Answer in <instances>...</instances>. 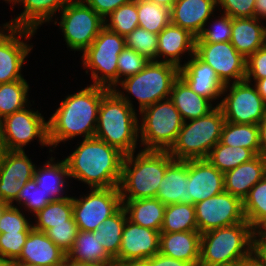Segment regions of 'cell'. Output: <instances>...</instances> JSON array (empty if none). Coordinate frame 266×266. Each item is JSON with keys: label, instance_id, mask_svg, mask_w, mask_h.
<instances>
[{"label": "cell", "instance_id": "obj_5", "mask_svg": "<svg viewBox=\"0 0 266 266\" xmlns=\"http://www.w3.org/2000/svg\"><path fill=\"white\" fill-rule=\"evenodd\" d=\"M179 70V67L171 63L150 61L142 71L123 79L113 90L134 109L131 99L136 98L140 112L147 106L170 98Z\"/></svg>", "mask_w": 266, "mask_h": 266}, {"label": "cell", "instance_id": "obj_59", "mask_svg": "<svg viewBox=\"0 0 266 266\" xmlns=\"http://www.w3.org/2000/svg\"><path fill=\"white\" fill-rule=\"evenodd\" d=\"M253 238H266V220L253 231Z\"/></svg>", "mask_w": 266, "mask_h": 266}, {"label": "cell", "instance_id": "obj_37", "mask_svg": "<svg viewBox=\"0 0 266 266\" xmlns=\"http://www.w3.org/2000/svg\"><path fill=\"white\" fill-rule=\"evenodd\" d=\"M73 216L72 196L63 200H55L47 204L42 210L34 215L33 229L46 232L52 225L67 224ZM35 223V224H34Z\"/></svg>", "mask_w": 266, "mask_h": 266}, {"label": "cell", "instance_id": "obj_30", "mask_svg": "<svg viewBox=\"0 0 266 266\" xmlns=\"http://www.w3.org/2000/svg\"><path fill=\"white\" fill-rule=\"evenodd\" d=\"M169 99L184 121L206 116L217 107L212 101L194 92L180 76L174 81Z\"/></svg>", "mask_w": 266, "mask_h": 266}, {"label": "cell", "instance_id": "obj_11", "mask_svg": "<svg viewBox=\"0 0 266 266\" xmlns=\"http://www.w3.org/2000/svg\"><path fill=\"white\" fill-rule=\"evenodd\" d=\"M31 106L33 105L30 104L0 120V135L5 150L25 151L26 146L37 138L41 146L50 148L48 121Z\"/></svg>", "mask_w": 266, "mask_h": 266}, {"label": "cell", "instance_id": "obj_50", "mask_svg": "<svg viewBox=\"0 0 266 266\" xmlns=\"http://www.w3.org/2000/svg\"><path fill=\"white\" fill-rule=\"evenodd\" d=\"M266 78V44L246 59V78L249 83Z\"/></svg>", "mask_w": 266, "mask_h": 266}, {"label": "cell", "instance_id": "obj_65", "mask_svg": "<svg viewBox=\"0 0 266 266\" xmlns=\"http://www.w3.org/2000/svg\"><path fill=\"white\" fill-rule=\"evenodd\" d=\"M9 204L7 202L1 201L0 200V217L4 209L8 206Z\"/></svg>", "mask_w": 266, "mask_h": 266}, {"label": "cell", "instance_id": "obj_15", "mask_svg": "<svg viewBox=\"0 0 266 266\" xmlns=\"http://www.w3.org/2000/svg\"><path fill=\"white\" fill-rule=\"evenodd\" d=\"M194 206L196 223L201 234L245 221L243 202L226 191Z\"/></svg>", "mask_w": 266, "mask_h": 266}, {"label": "cell", "instance_id": "obj_28", "mask_svg": "<svg viewBox=\"0 0 266 266\" xmlns=\"http://www.w3.org/2000/svg\"><path fill=\"white\" fill-rule=\"evenodd\" d=\"M200 239L199 231L160 233L159 253L199 266Z\"/></svg>", "mask_w": 266, "mask_h": 266}, {"label": "cell", "instance_id": "obj_3", "mask_svg": "<svg viewBox=\"0 0 266 266\" xmlns=\"http://www.w3.org/2000/svg\"><path fill=\"white\" fill-rule=\"evenodd\" d=\"M137 152L124 156L118 186L121 200L155 198L167 167L175 160L168 151Z\"/></svg>", "mask_w": 266, "mask_h": 266}, {"label": "cell", "instance_id": "obj_63", "mask_svg": "<svg viewBox=\"0 0 266 266\" xmlns=\"http://www.w3.org/2000/svg\"><path fill=\"white\" fill-rule=\"evenodd\" d=\"M12 262L13 261H11L9 259H6L4 257H0V266H11Z\"/></svg>", "mask_w": 266, "mask_h": 266}, {"label": "cell", "instance_id": "obj_38", "mask_svg": "<svg viewBox=\"0 0 266 266\" xmlns=\"http://www.w3.org/2000/svg\"><path fill=\"white\" fill-rule=\"evenodd\" d=\"M181 231H198L193 204L177 203L166 206L161 233Z\"/></svg>", "mask_w": 266, "mask_h": 266}, {"label": "cell", "instance_id": "obj_43", "mask_svg": "<svg viewBox=\"0 0 266 266\" xmlns=\"http://www.w3.org/2000/svg\"><path fill=\"white\" fill-rule=\"evenodd\" d=\"M126 47L133 49L149 61H157L158 34L137 27L125 36Z\"/></svg>", "mask_w": 266, "mask_h": 266}, {"label": "cell", "instance_id": "obj_52", "mask_svg": "<svg viewBox=\"0 0 266 266\" xmlns=\"http://www.w3.org/2000/svg\"><path fill=\"white\" fill-rule=\"evenodd\" d=\"M148 259L151 262V266H193L191 263L170 258L161 253H157Z\"/></svg>", "mask_w": 266, "mask_h": 266}, {"label": "cell", "instance_id": "obj_27", "mask_svg": "<svg viewBox=\"0 0 266 266\" xmlns=\"http://www.w3.org/2000/svg\"><path fill=\"white\" fill-rule=\"evenodd\" d=\"M230 43L247 59L266 44V23L253 18H232Z\"/></svg>", "mask_w": 266, "mask_h": 266}, {"label": "cell", "instance_id": "obj_58", "mask_svg": "<svg viewBox=\"0 0 266 266\" xmlns=\"http://www.w3.org/2000/svg\"><path fill=\"white\" fill-rule=\"evenodd\" d=\"M119 266H151L149 259L127 260L119 262Z\"/></svg>", "mask_w": 266, "mask_h": 266}, {"label": "cell", "instance_id": "obj_10", "mask_svg": "<svg viewBox=\"0 0 266 266\" xmlns=\"http://www.w3.org/2000/svg\"><path fill=\"white\" fill-rule=\"evenodd\" d=\"M53 21L60 26L67 48L80 53L92 44L104 27V19L83 0H72Z\"/></svg>", "mask_w": 266, "mask_h": 266}, {"label": "cell", "instance_id": "obj_60", "mask_svg": "<svg viewBox=\"0 0 266 266\" xmlns=\"http://www.w3.org/2000/svg\"><path fill=\"white\" fill-rule=\"evenodd\" d=\"M147 1L158 4L160 6H163L167 9L171 10V8L173 7L174 3L177 0H147Z\"/></svg>", "mask_w": 266, "mask_h": 266}, {"label": "cell", "instance_id": "obj_20", "mask_svg": "<svg viewBox=\"0 0 266 266\" xmlns=\"http://www.w3.org/2000/svg\"><path fill=\"white\" fill-rule=\"evenodd\" d=\"M188 180L193 205L224 191V173L207 159L188 160Z\"/></svg>", "mask_w": 266, "mask_h": 266}, {"label": "cell", "instance_id": "obj_24", "mask_svg": "<svg viewBox=\"0 0 266 266\" xmlns=\"http://www.w3.org/2000/svg\"><path fill=\"white\" fill-rule=\"evenodd\" d=\"M165 206L177 203L193 204L189 196L188 160H174L166 169L156 197Z\"/></svg>", "mask_w": 266, "mask_h": 266}, {"label": "cell", "instance_id": "obj_22", "mask_svg": "<svg viewBox=\"0 0 266 266\" xmlns=\"http://www.w3.org/2000/svg\"><path fill=\"white\" fill-rule=\"evenodd\" d=\"M217 11V0H177L170 10L171 23L196 38Z\"/></svg>", "mask_w": 266, "mask_h": 266}, {"label": "cell", "instance_id": "obj_7", "mask_svg": "<svg viewBox=\"0 0 266 266\" xmlns=\"http://www.w3.org/2000/svg\"><path fill=\"white\" fill-rule=\"evenodd\" d=\"M138 117L139 147L142 150L169 151L184 123L170 99L145 107L138 112Z\"/></svg>", "mask_w": 266, "mask_h": 266}, {"label": "cell", "instance_id": "obj_44", "mask_svg": "<svg viewBox=\"0 0 266 266\" xmlns=\"http://www.w3.org/2000/svg\"><path fill=\"white\" fill-rule=\"evenodd\" d=\"M220 14L217 18L212 16V18H215L214 21H211V19L207 21L209 24L205 25L195 43H217L231 40L232 18L222 12ZM210 21L213 23H210Z\"/></svg>", "mask_w": 266, "mask_h": 266}, {"label": "cell", "instance_id": "obj_40", "mask_svg": "<svg viewBox=\"0 0 266 266\" xmlns=\"http://www.w3.org/2000/svg\"><path fill=\"white\" fill-rule=\"evenodd\" d=\"M243 213L253 230L266 220V176L250 189L243 200Z\"/></svg>", "mask_w": 266, "mask_h": 266}, {"label": "cell", "instance_id": "obj_2", "mask_svg": "<svg viewBox=\"0 0 266 266\" xmlns=\"http://www.w3.org/2000/svg\"><path fill=\"white\" fill-rule=\"evenodd\" d=\"M65 157L70 179L84 182L87 188L118 187L124 154L96 138L83 139Z\"/></svg>", "mask_w": 266, "mask_h": 266}, {"label": "cell", "instance_id": "obj_42", "mask_svg": "<svg viewBox=\"0 0 266 266\" xmlns=\"http://www.w3.org/2000/svg\"><path fill=\"white\" fill-rule=\"evenodd\" d=\"M53 201L55 199L52 195L47 194L42 188L38 187L37 182L33 178L23 186L17 198L10 205L23 208L25 213L27 211L28 214L31 213V216H34L38 211Z\"/></svg>", "mask_w": 266, "mask_h": 266}, {"label": "cell", "instance_id": "obj_23", "mask_svg": "<svg viewBox=\"0 0 266 266\" xmlns=\"http://www.w3.org/2000/svg\"><path fill=\"white\" fill-rule=\"evenodd\" d=\"M71 1L72 0H19L17 5L23 6L21 13L6 22V25L37 32V29H39L42 24L53 22L57 13Z\"/></svg>", "mask_w": 266, "mask_h": 266}, {"label": "cell", "instance_id": "obj_17", "mask_svg": "<svg viewBox=\"0 0 266 266\" xmlns=\"http://www.w3.org/2000/svg\"><path fill=\"white\" fill-rule=\"evenodd\" d=\"M25 151L5 150L0 161V200L11 204L33 179L36 165Z\"/></svg>", "mask_w": 266, "mask_h": 266}, {"label": "cell", "instance_id": "obj_66", "mask_svg": "<svg viewBox=\"0 0 266 266\" xmlns=\"http://www.w3.org/2000/svg\"><path fill=\"white\" fill-rule=\"evenodd\" d=\"M5 149H4V146H3V143H2V139H1V135H0V161H1V158H2V155L4 153Z\"/></svg>", "mask_w": 266, "mask_h": 266}, {"label": "cell", "instance_id": "obj_9", "mask_svg": "<svg viewBox=\"0 0 266 266\" xmlns=\"http://www.w3.org/2000/svg\"><path fill=\"white\" fill-rule=\"evenodd\" d=\"M126 47L125 37L105 26L92 44L82 53L81 62L91 85L113 89L118 84V56ZM90 74H89V73Z\"/></svg>", "mask_w": 266, "mask_h": 266}, {"label": "cell", "instance_id": "obj_35", "mask_svg": "<svg viewBox=\"0 0 266 266\" xmlns=\"http://www.w3.org/2000/svg\"><path fill=\"white\" fill-rule=\"evenodd\" d=\"M29 90L30 85L25 78L0 84V120L31 104Z\"/></svg>", "mask_w": 266, "mask_h": 266}, {"label": "cell", "instance_id": "obj_51", "mask_svg": "<svg viewBox=\"0 0 266 266\" xmlns=\"http://www.w3.org/2000/svg\"><path fill=\"white\" fill-rule=\"evenodd\" d=\"M103 19L115 11L121 5H125L132 0H83Z\"/></svg>", "mask_w": 266, "mask_h": 266}, {"label": "cell", "instance_id": "obj_1", "mask_svg": "<svg viewBox=\"0 0 266 266\" xmlns=\"http://www.w3.org/2000/svg\"><path fill=\"white\" fill-rule=\"evenodd\" d=\"M109 90L90 84L60 102L47 120L49 153L54 152L58 144H65L77 136L82 139L95 136L100 102Z\"/></svg>", "mask_w": 266, "mask_h": 266}, {"label": "cell", "instance_id": "obj_41", "mask_svg": "<svg viewBox=\"0 0 266 266\" xmlns=\"http://www.w3.org/2000/svg\"><path fill=\"white\" fill-rule=\"evenodd\" d=\"M104 26L121 36H127L132 30L139 27L137 0L121 5L104 18Z\"/></svg>", "mask_w": 266, "mask_h": 266}, {"label": "cell", "instance_id": "obj_39", "mask_svg": "<svg viewBox=\"0 0 266 266\" xmlns=\"http://www.w3.org/2000/svg\"><path fill=\"white\" fill-rule=\"evenodd\" d=\"M139 27L159 34L170 22V10L147 0H137Z\"/></svg>", "mask_w": 266, "mask_h": 266}, {"label": "cell", "instance_id": "obj_31", "mask_svg": "<svg viewBox=\"0 0 266 266\" xmlns=\"http://www.w3.org/2000/svg\"><path fill=\"white\" fill-rule=\"evenodd\" d=\"M98 236L93 232L79 230L73 247L67 253V258L75 263L91 264L95 266H111L115 260L99 244Z\"/></svg>", "mask_w": 266, "mask_h": 266}, {"label": "cell", "instance_id": "obj_6", "mask_svg": "<svg viewBox=\"0 0 266 266\" xmlns=\"http://www.w3.org/2000/svg\"><path fill=\"white\" fill-rule=\"evenodd\" d=\"M253 228L247 220L201 234L199 266L238 263L252 253Z\"/></svg>", "mask_w": 266, "mask_h": 266}, {"label": "cell", "instance_id": "obj_54", "mask_svg": "<svg viewBox=\"0 0 266 266\" xmlns=\"http://www.w3.org/2000/svg\"><path fill=\"white\" fill-rule=\"evenodd\" d=\"M260 155L266 158V116L258 124Z\"/></svg>", "mask_w": 266, "mask_h": 266}, {"label": "cell", "instance_id": "obj_12", "mask_svg": "<svg viewBox=\"0 0 266 266\" xmlns=\"http://www.w3.org/2000/svg\"><path fill=\"white\" fill-rule=\"evenodd\" d=\"M221 96L218 107L227 122L259 124L266 116V103L256 87L246 80L226 84Z\"/></svg>", "mask_w": 266, "mask_h": 266}, {"label": "cell", "instance_id": "obj_19", "mask_svg": "<svg viewBox=\"0 0 266 266\" xmlns=\"http://www.w3.org/2000/svg\"><path fill=\"white\" fill-rule=\"evenodd\" d=\"M160 233L134 224L127 219L121 238L119 262L148 259L159 253Z\"/></svg>", "mask_w": 266, "mask_h": 266}, {"label": "cell", "instance_id": "obj_46", "mask_svg": "<svg viewBox=\"0 0 266 266\" xmlns=\"http://www.w3.org/2000/svg\"><path fill=\"white\" fill-rule=\"evenodd\" d=\"M79 228L72 216L67 224L52 225L45 233L66 254L73 247Z\"/></svg>", "mask_w": 266, "mask_h": 266}, {"label": "cell", "instance_id": "obj_53", "mask_svg": "<svg viewBox=\"0 0 266 266\" xmlns=\"http://www.w3.org/2000/svg\"><path fill=\"white\" fill-rule=\"evenodd\" d=\"M252 252L266 265V238H253Z\"/></svg>", "mask_w": 266, "mask_h": 266}, {"label": "cell", "instance_id": "obj_26", "mask_svg": "<svg viewBox=\"0 0 266 266\" xmlns=\"http://www.w3.org/2000/svg\"><path fill=\"white\" fill-rule=\"evenodd\" d=\"M266 176V158L257 155L224 173V191L238 197L242 202L250 189Z\"/></svg>", "mask_w": 266, "mask_h": 266}, {"label": "cell", "instance_id": "obj_61", "mask_svg": "<svg viewBox=\"0 0 266 266\" xmlns=\"http://www.w3.org/2000/svg\"><path fill=\"white\" fill-rule=\"evenodd\" d=\"M60 266H95V265L75 263L66 258Z\"/></svg>", "mask_w": 266, "mask_h": 266}, {"label": "cell", "instance_id": "obj_56", "mask_svg": "<svg viewBox=\"0 0 266 266\" xmlns=\"http://www.w3.org/2000/svg\"><path fill=\"white\" fill-rule=\"evenodd\" d=\"M238 266H266L252 252L248 257L243 258L238 262Z\"/></svg>", "mask_w": 266, "mask_h": 266}, {"label": "cell", "instance_id": "obj_68", "mask_svg": "<svg viewBox=\"0 0 266 266\" xmlns=\"http://www.w3.org/2000/svg\"><path fill=\"white\" fill-rule=\"evenodd\" d=\"M221 266H238V263L231 264V265H221Z\"/></svg>", "mask_w": 266, "mask_h": 266}, {"label": "cell", "instance_id": "obj_45", "mask_svg": "<svg viewBox=\"0 0 266 266\" xmlns=\"http://www.w3.org/2000/svg\"><path fill=\"white\" fill-rule=\"evenodd\" d=\"M23 209L8 205L1 214L0 217V233L5 232H30L32 222L27 219Z\"/></svg>", "mask_w": 266, "mask_h": 266}, {"label": "cell", "instance_id": "obj_29", "mask_svg": "<svg viewBox=\"0 0 266 266\" xmlns=\"http://www.w3.org/2000/svg\"><path fill=\"white\" fill-rule=\"evenodd\" d=\"M55 158L51 154V157L43 165L37 167L36 164L33 178L37 182V186L47 194H51L55 200H63L70 196L65 194L70 186L69 169L65 159L60 161Z\"/></svg>", "mask_w": 266, "mask_h": 266}, {"label": "cell", "instance_id": "obj_21", "mask_svg": "<svg viewBox=\"0 0 266 266\" xmlns=\"http://www.w3.org/2000/svg\"><path fill=\"white\" fill-rule=\"evenodd\" d=\"M196 37L171 22L158 34L157 61L182 67L183 55L187 58L195 53ZM189 56V57H188Z\"/></svg>", "mask_w": 266, "mask_h": 266}, {"label": "cell", "instance_id": "obj_14", "mask_svg": "<svg viewBox=\"0 0 266 266\" xmlns=\"http://www.w3.org/2000/svg\"><path fill=\"white\" fill-rule=\"evenodd\" d=\"M35 33L7 25L0 31V84L24 79L22 68L34 47L28 42Z\"/></svg>", "mask_w": 266, "mask_h": 266}, {"label": "cell", "instance_id": "obj_32", "mask_svg": "<svg viewBox=\"0 0 266 266\" xmlns=\"http://www.w3.org/2000/svg\"><path fill=\"white\" fill-rule=\"evenodd\" d=\"M122 207L132 223L161 232L166 206L157 198L122 200Z\"/></svg>", "mask_w": 266, "mask_h": 266}, {"label": "cell", "instance_id": "obj_64", "mask_svg": "<svg viewBox=\"0 0 266 266\" xmlns=\"http://www.w3.org/2000/svg\"><path fill=\"white\" fill-rule=\"evenodd\" d=\"M5 3L9 4L10 6V3L12 5L11 9L13 10L14 7L13 6H16V4H18L19 0H3Z\"/></svg>", "mask_w": 266, "mask_h": 266}, {"label": "cell", "instance_id": "obj_49", "mask_svg": "<svg viewBox=\"0 0 266 266\" xmlns=\"http://www.w3.org/2000/svg\"><path fill=\"white\" fill-rule=\"evenodd\" d=\"M256 0H217V10L231 18H253ZM223 10V11H222Z\"/></svg>", "mask_w": 266, "mask_h": 266}, {"label": "cell", "instance_id": "obj_67", "mask_svg": "<svg viewBox=\"0 0 266 266\" xmlns=\"http://www.w3.org/2000/svg\"><path fill=\"white\" fill-rule=\"evenodd\" d=\"M1 26H0V31L6 26V23L4 22L3 24H0Z\"/></svg>", "mask_w": 266, "mask_h": 266}, {"label": "cell", "instance_id": "obj_33", "mask_svg": "<svg viewBox=\"0 0 266 266\" xmlns=\"http://www.w3.org/2000/svg\"><path fill=\"white\" fill-rule=\"evenodd\" d=\"M126 220V211L121 207L115 214L99 224L97 230L93 232L95 236H98L99 244L115 260V264L119 263L121 238Z\"/></svg>", "mask_w": 266, "mask_h": 266}, {"label": "cell", "instance_id": "obj_47", "mask_svg": "<svg viewBox=\"0 0 266 266\" xmlns=\"http://www.w3.org/2000/svg\"><path fill=\"white\" fill-rule=\"evenodd\" d=\"M150 61L133 49L125 47L118 56V83L142 71Z\"/></svg>", "mask_w": 266, "mask_h": 266}, {"label": "cell", "instance_id": "obj_13", "mask_svg": "<svg viewBox=\"0 0 266 266\" xmlns=\"http://www.w3.org/2000/svg\"><path fill=\"white\" fill-rule=\"evenodd\" d=\"M89 190L79 198L72 196L73 217L79 230L94 232L122 207V200L118 187Z\"/></svg>", "mask_w": 266, "mask_h": 266}, {"label": "cell", "instance_id": "obj_36", "mask_svg": "<svg viewBox=\"0 0 266 266\" xmlns=\"http://www.w3.org/2000/svg\"><path fill=\"white\" fill-rule=\"evenodd\" d=\"M256 156L250 149L224 145L219 141L210 150L206 159L219 171L225 173L242 163L251 161Z\"/></svg>", "mask_w": 266, "mask_h": 266}, {"label": "cell", "instance_id": "obj_25", "mask_svg": "<svg viewBox=\"0 0 266 266\" xmlns=\"http://www.w3.org/2000/svg\"><path fill=\"white\" fill-rule=\"evenodd\" d=\"M67 258L45 232L31 229L22 248L21 254L15 261L41 266H60Z\"/></svg>", "mask_w": 266, "mask_h": 266}, {"label": "cell", "instance_id": "obj_34", "mask_svg": "<svg viewBox=\"0 0 266 266\" xmlns=\"http://www.w3.org/2000/svg\"><path fill=\"white\" fill-rule=\"evenodd\" d=\"M220 142L224 145L243 147L260 155L258 124H237L225 121Z\"/></svg>", "mask_w": 266, "mask_h": 266}, {"label": "cell", "instance_id": "obj_57", "mask_svg": "<svg viewBox=\"0 0 266 266\" xmlns=\"http://www.w3.org/2000/svg\"><path fill=\"white\" fill-rule=\"evenodd\" d=\"M253 85L256 87L257 92L266 103V78L255 81Z\"/></svg>", "mask_w": 266, "mask_h": 266}, {"label": "cell", "instance_id": "obj_62", "mask_svg": "<svg viewBox=\"0 0 266 266\" xmlns=\"http://www.w3.org/2000/svg\"><path fill=\"white\" fill-rule=\"evenodd\" d=\"M11 266H41V265H37V264H28L25 262H20V261H13Z\"/></svg>", "mask_w": 266, "mask_h": 266}, {"label": "cell", "instance_id": "obj_18", "mask_svg": "<svg viewBox=\"0 0 266 266\" xmlns=\"http://www.w3.org/2000/svg\"><path fill=\"white\" fill-rule=\"evenodd\" d=\"M183 62L179 76L194 92L213 103L217 100L215 105L219 106V99L222 97L225 84L219 79L213 68L195 54L188 61L184 60Z\"/></svg>", "mask_w": 266, "mask_h": 266}, {"label": "cell", "instance_id": "obj_48", "mask_svg": "<svg viewBox=\"0 0 266 266\" xmlns=\"http://www.w3.org/2000/svg\"><path fill=\"white\" fill-rule=\"evenodd\" d=\"M29 232L0 233V257L11 261L16 260L21 254Z\"/></svg>", "mask_w": 266, "mask_h": 266}, {"label": "cell", "instance_id": "obj_8", "mask_svg": "<svg viewBox=\"0 0 266 266\" xmlns=\"http://www.w3.org/2000/svg\"><path fill=\"white\" fill-rule=\"evenodd\" d=\"M224 122L218 106L206 116L184 121L176 142L168 152L175 160L206 159L220 141Z\"/></svg>", "mask_w": 266, "mask_h": 266}, {"label": "cell", "instance_id": "obj_4", "mask_svg": "<svg viewBox=\"0 0 266 266\" xmlns=\"http://www.w3.org/2000/svg\"><path fill=\"white\" fill-rule=\"evenodd\" d=\"M138 110L126 103L113 89L100 102L96 138L124 155L136 152L139 141Z\"/></svg>", "mask_w": 266, "mask_h": 266}, {"label": "cell", "instance_id": "obj_55", "mask_svg": "<svg viewBox=\"0 0 266 266\" xmlns=\"http://www.w3.org/2000/svg\"><path fill=\"white\" fill-rule=\"evenodd\" d=\"M255 17L266 22V0H256L254 7Z\"/></svg>", "mask_w": 266, "mask_h": 266}, {"label": "cell", "instance_id": "obj_16", "mask_svg": "<svg viewBox=\"0 0 266 266\" xmlns=\"http://www.w3.org/2000/svg\"><path fill=\"white\" fill-rule=\"evenodd\" d=\"M226 85L246 78V59L229 42L195 43V53Z\"/></svg>", "mask_w": 266, "mask_h": 266}]
</instances>
